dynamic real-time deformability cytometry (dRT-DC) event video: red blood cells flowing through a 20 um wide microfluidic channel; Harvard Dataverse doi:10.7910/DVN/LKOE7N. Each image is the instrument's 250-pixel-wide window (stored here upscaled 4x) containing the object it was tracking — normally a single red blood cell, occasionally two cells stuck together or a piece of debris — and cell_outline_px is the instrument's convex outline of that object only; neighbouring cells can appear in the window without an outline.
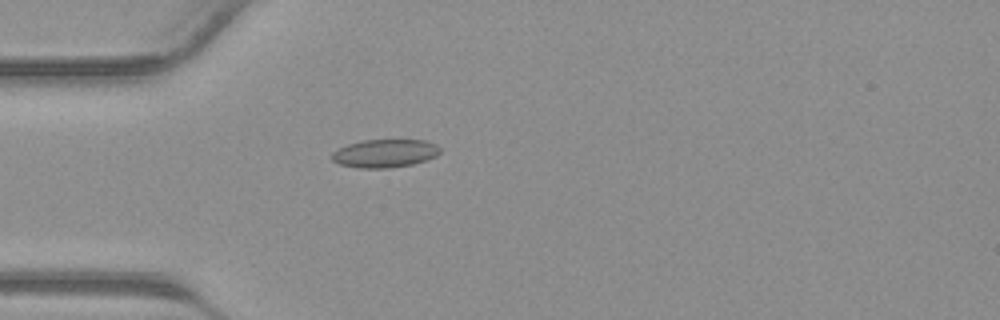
{"species": "common noctule bat (a hibernating species)", "species_latin": "Nyctalus noctula", "temperature_condition": "warm", "stored_images_in_passage": 32, "camera_frame_rate_fps": 3000, "um_per_image_px": 0.085, "animal": {"sex": "male", "body_mass_g": 23.1, "forearm_length_mm": 52.7}, "frame": {"image": 1, "passage_image": 3, "time_ms": 0.667, "image_size_px": [1000, 320], "cell_outline_px": [[440, 152], [436, 156], [428, 160], [412, 164], [392, 168], [356, 168], [340, 164], [332, 160], [332, 152], [348, 144], [364, 140], [424, 140], [436, 144], [440, 148]], "centroid_in_image_um": [32.73, 13.04], "position_along_channel_um": 52.3, "area_um2": 17.8}}
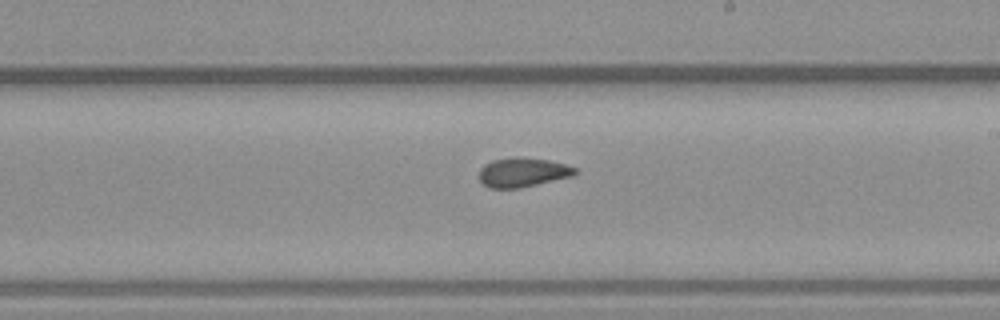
{"frame": {"image": 2, "passage_image": 15, "time_ms": 4.667, "image_size_px": [1000, 320], "cell_outline_px": [[576, 172], [572, 176], [520, 188], [488, 188], [480, 180], [480, 168], [484, 164], [492, 160], [512, 156], [516, 156], [548, 160], [564, 164], [576, 168]], "centroid_in_image_um": [44.39, 14.64], "position_along_channel_um": 244.6, "area_um2": 16.36}}
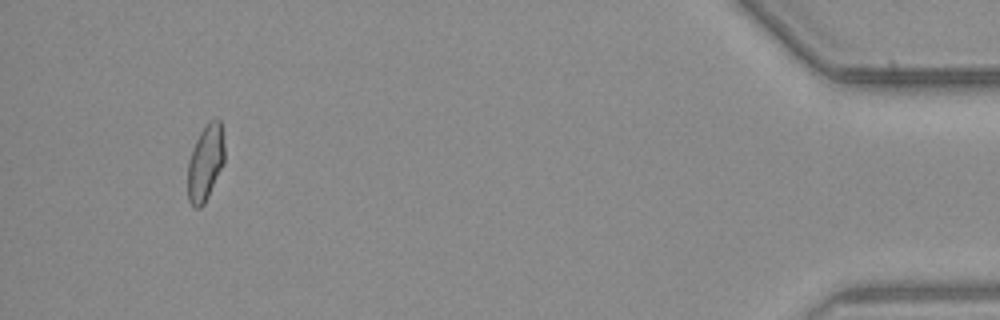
{"frame": {"image": 3, "passage_image": 30, "time_ms": 9.667, "image_size_px": [1000, 320], "cell_outline_px": [[224, 164], [204, 204], [200, 208], [196, 208], [188, 200], [188, 160], [192, 148], [200, 132], [208, 120], [220, 120], [224, 144]], "centroid_in_image_um": [17.46, 13.83], "position_along_channel_um": 417.7, "area_um2": 16.3}}